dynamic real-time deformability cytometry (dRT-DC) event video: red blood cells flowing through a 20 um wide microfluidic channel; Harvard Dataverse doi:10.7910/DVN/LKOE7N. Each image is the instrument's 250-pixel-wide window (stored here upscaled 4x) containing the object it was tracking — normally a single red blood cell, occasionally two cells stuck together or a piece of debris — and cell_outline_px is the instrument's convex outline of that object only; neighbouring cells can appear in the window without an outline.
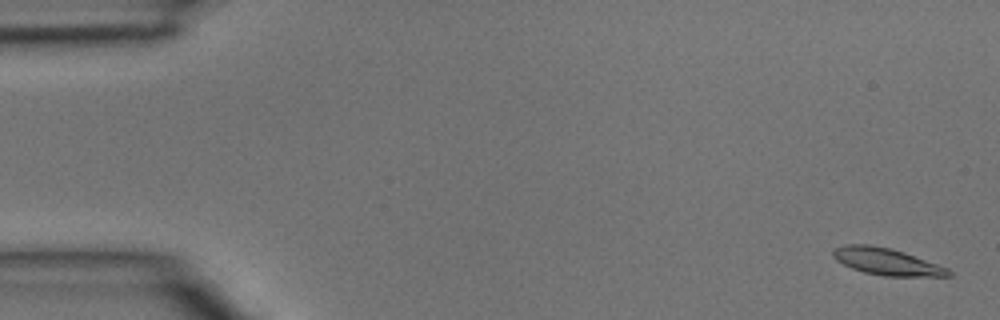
{"species": "common noctule bat (a hibernating species)", "species_latin": "Nyctalus noctula", "temperature_condition": "room temperature", "stored_images_in_passage": 45, "camera_frame_rate_fps": 3000, "um_per_image_px": 0.085, "animal": {"sex": "male", "body_mass_g": 15.6}, "frame": {"image": 1, "passage_image": 2, "time_ms": 0.333, "image_size_px": [1000, 320], "cell_outline_px": [[952, 276], [884, 276], [864, 272], [852, 268], [836, 260], [832, 256], [832, 252], [836, 248], [844, 244], [872, 244], [892, 248], [904, 252], [948, 268], [952, 272]], "centroid_in_image_um": [75.36, 22.22], "position_along_channel_um": 9.6, "area_um2": 18.09}}
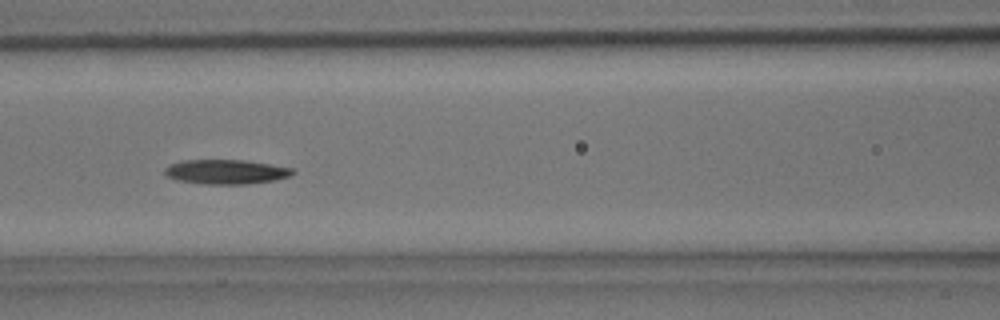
{"frame": {"image": 2, "passage_image": 20, "time_ms": 6.333, "image_size_px": [1000, 320], "cell_outline_px": [[296, 172], [288, 176], [272, 180], [248, 184], [200, 184], [176, 180], [168, 176], [164, 172], [164, 168], [168, 164], [184, 160], [244, 160], [292, 168]], "centroid_in_image_um": [19.15, 14.6], "position_along_channel_um": 147.5, "area_um2": 18.21}}
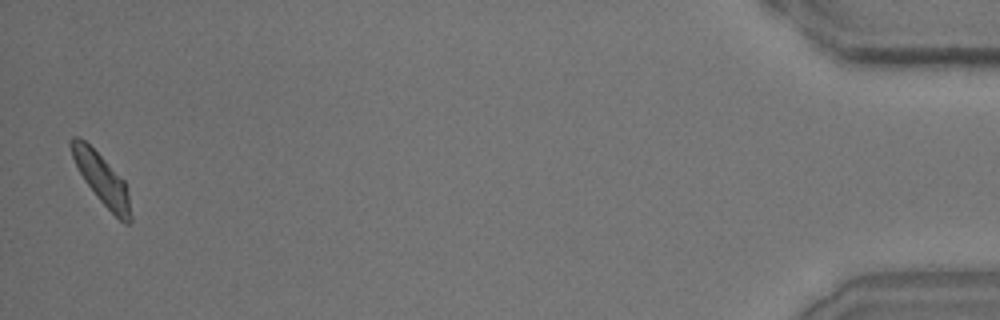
{"frame": {"image": 3, "passage_image": 45, "time_ms": 14.667, "image_size_px": [1000, 320], "cell_outline_px": [[132, 220], [128, 224], [124, 224], [96, 196], [84, 180], [72, 156], [68, 144], [72, 136], [80, 136], [124, 180], [128, 188], [132, 216]], "centroid_in_image_um": [8.66, 15.23], "position_along_channel_um": 426.5, "area_um2": 17.28}}